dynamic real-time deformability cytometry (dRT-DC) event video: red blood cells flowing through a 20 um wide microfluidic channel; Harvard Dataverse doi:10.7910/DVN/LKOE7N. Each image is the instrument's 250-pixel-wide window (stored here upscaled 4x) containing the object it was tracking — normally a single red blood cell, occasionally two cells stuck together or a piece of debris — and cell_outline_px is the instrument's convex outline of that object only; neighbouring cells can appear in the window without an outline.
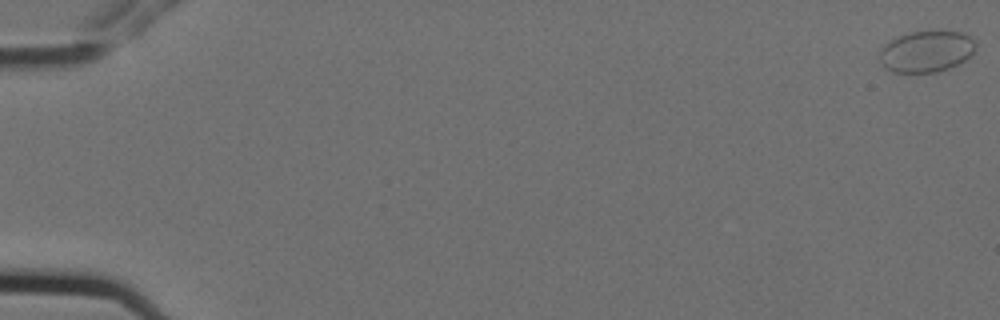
{"species": "Egyptian fruit bat (a non-hibernating species)", "species_latin": "Rousettus aegyptiacus", "temperature_condition": "cold", "stored_images_in_passage": 6, "camera_frame_rate_fps": 3000, "um_per_image_px": 0.085, "animal": {"sex": "female"}, "frame": {"image": 1, "passage_image": 1, "time_ms": 0.0, "image_size_px": [1000, 320], "cell_outline_px": [[976, 48], [972, 56], [948, 68], [936, 72], [892, 72], [884, 68], [880, 64], [880, 52], [884, 44], [908, 32], [960, 32], [968, 36], [976, 44]], "centroid_in_image_um": [78.72, 4.39], "position_along_channel_um": 6.3, "area_um2": 22.89}}
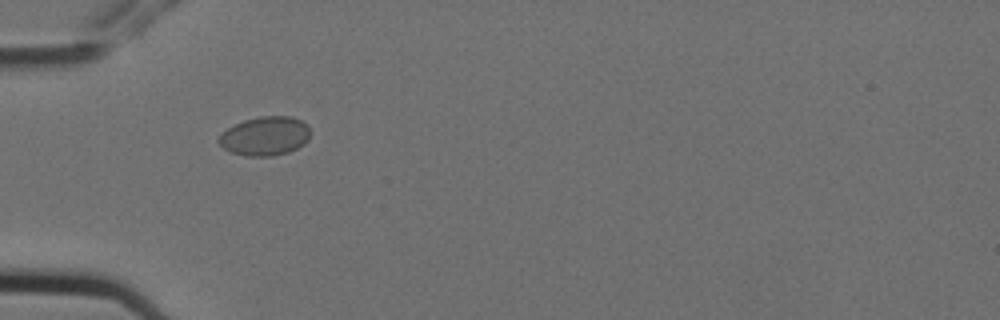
{"frame": {"image": 2, "passage_image": 5, "time_ms": 1.333, "image_size_px": [1000, 320], "cell_outline_px": [[308, 140], [304, 144], [288, 152], [272, 156], [244, 156], [232, 152], [224, 148], [216, 140], [228, 128], [244, 120], [260, 116], [292, 116], [308, 124]], "centroid_in_image_um": [22.53, 11.56], "position_along_channel_um": 62.5, "area_um2": 20.63}}
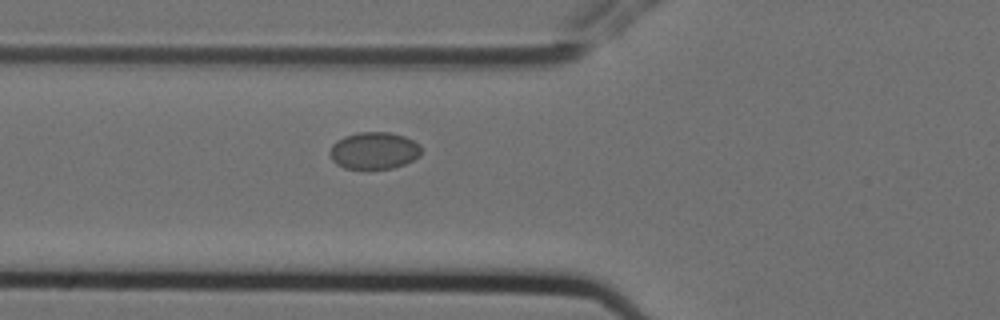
{"frame": {"image": 3, "passage_image": 6, "time_ms": 1.667, "image_size_px": [1000, 320], "cell_outline_px": [[420, 156], [404, 164], [392, 168], [364, 172], [344, 168], [336, 164], [332, 160], [328, 152], [332, 144], [336, 140], [344, 136], [356, 132], [388, 132], [404, 136], [420, 144]], "centroid_in_image_um": [31.74, 12.84], "position_along_channel_um": 94.1, "area_um2": 20.46}}